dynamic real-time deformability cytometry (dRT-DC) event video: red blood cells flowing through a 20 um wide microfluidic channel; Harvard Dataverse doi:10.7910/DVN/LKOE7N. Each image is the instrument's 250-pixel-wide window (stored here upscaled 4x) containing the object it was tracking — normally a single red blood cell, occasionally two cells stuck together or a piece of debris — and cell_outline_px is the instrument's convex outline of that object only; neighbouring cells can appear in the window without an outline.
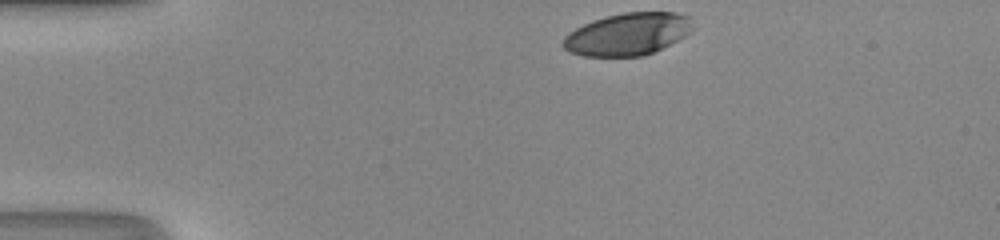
{"species": "human", "species_latin": "Homo sapiens", "temperature_condition": "room temperature", "stored_images_in_passage": 32, "camera_frame_rate_fps": 3000, "um_per_image_px": 0.085, "donor": {"sex": "male"}, "frame": {"image": 1, "passage_image": 1, "time_ms": 0.0, "image_size_px": [1000, 240], "cell_outline_px": [[696, 28], [692, 32], [644, 56], [584, 56], [568, 52], [564, 48], [564, 36], [576, 28], [592, 20], [624, 12], [676, 12], [688, 16]], "centroid_in_image_um": [53.37, 2.89], "position_along_channel_um": 31.6, "area_um2": 31.85}}
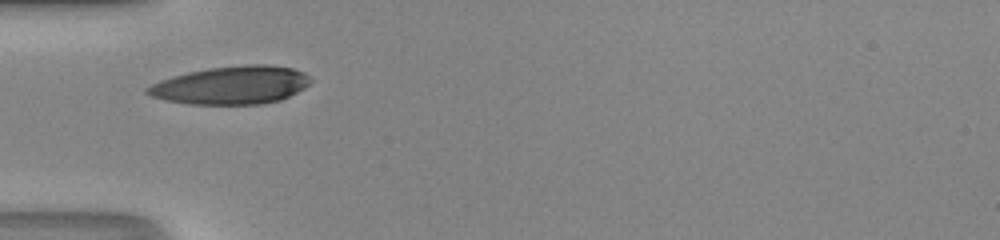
{"frame": {"image": 2, "passage_image": 8, "time_ms": 2.333, "image_size_px": [1000, 240], "cell_outline_px": [[312, 80], [304, 88], [280, 100], [260, 104], [192, 104], [168, 100], [152, 96], [144, 92], [144, 88], [160, 80], [172, 76], [188, 72], [208, 68], [244, 64], [264, 64], [292, 68], [304, 72]], "centroid_in_image_um": [19.65, 7.23], "position_along_channel_um": 65.3, "area_um2": 36.07}}
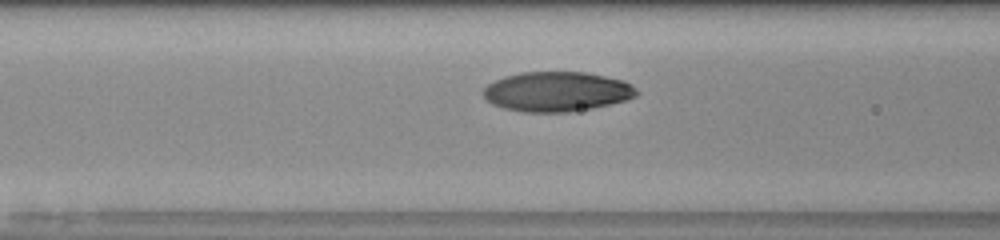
{"frame": {"image": 3, "passage_image": 12, "time_ms": 3.667, "image_size_px": [1000, 240], "cell_outline_px": [[640, 92], [636, 96], [628, 100], [592, 108], [568, 112], [520, 112], [504, 108], [492, 104], [484, 96], [484, 88], [488, 84], [504, 76], [520, 72], [584, 72], [624, 80], [632, 84]], "centroid_in_image_um": [47.36, 7.79], "position_along_channel_um": 119.2, "area_um2": 35.66}, "authors_computed_cell_mechanics": {"area_um2": 35.4892, "velocity_mm_per_s": 4.1889, "shape_relaxation_time_tau1_ms": 3.2927, "shape_relaxation_time_tau2_ms": null, "deformation_change_tau1": 0.1881, "deformation_change_tau2": null}}